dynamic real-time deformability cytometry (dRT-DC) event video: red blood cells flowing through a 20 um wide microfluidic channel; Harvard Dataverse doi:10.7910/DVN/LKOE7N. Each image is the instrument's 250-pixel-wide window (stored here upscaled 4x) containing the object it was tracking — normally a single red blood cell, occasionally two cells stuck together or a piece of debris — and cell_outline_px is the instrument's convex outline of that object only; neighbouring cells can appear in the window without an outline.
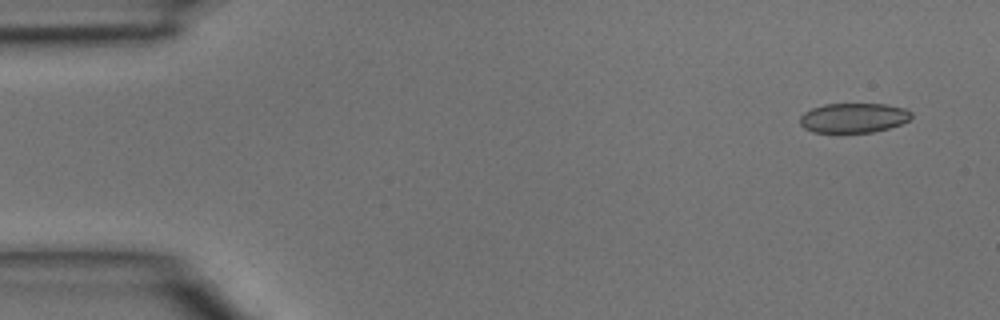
{"species": "common noctule bat (a hibernating species)", "species_latin": "Nyctalus noctula", "temperature_condition": "room temperature", "stored_images_in_passage": 3, "camera_frame_rate_fps": 3000, "um_per_image_px": 0.085, "animal": {"sex": "male", "body_mass_g": 15.6}, "frame": {"image": 1, "passage_image": 1, "time_ms": 0.0, "image_size_px": [1000, 320], "cell_outline_px": [[912, 116], [908, 120], [900, 124], [888, 128], [872, 132], [812, 132], [804, 128], [800, 124], [800, 116], [804, 112], [812, 108], [824, 104], [884, 104], [904, 108], [912, 112]], "centroid_in_image_um": [72.53, 10.01], "position_along_channel_um": 12.5, "area_um2": 19.19}}